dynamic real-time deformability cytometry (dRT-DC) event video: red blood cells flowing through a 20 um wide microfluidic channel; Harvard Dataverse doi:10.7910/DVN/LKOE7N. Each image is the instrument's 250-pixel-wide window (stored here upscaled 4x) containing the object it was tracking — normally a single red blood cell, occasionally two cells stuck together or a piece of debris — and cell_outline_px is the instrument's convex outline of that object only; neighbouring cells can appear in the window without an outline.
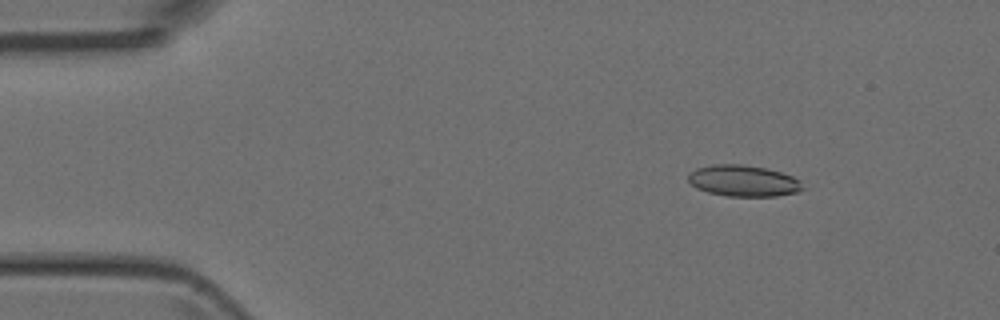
{"species": "Egyptian fruit bat (a non-hibernating species)", "species_latin": "Rousettus aegyptiacus", "temperature_condition": "room temperature", "stored_images_in_passage": 50, "camera_frame_rate_fps": 3000, "um_per_image_px": 0.085, "animal": {"sex": "female"}, "frame": {"image": 1, "passage_image": 7, "time_ms": 2.0, "image_size_px": [1000, 320], "cell_outline_px": [[804, 188], [796, 192], [776, 196], [728, 196], [708, 192], [696, 188], [688, 180], [688, 176], [696, 168], [712, 164], [740, 164], [764, 168], [780, 172], [792, 176], [800, 180]], "centroid_in_image_um": [63.18, 15.37], "position_along_channel_um": 21.8, "area_um2": 20.69}}
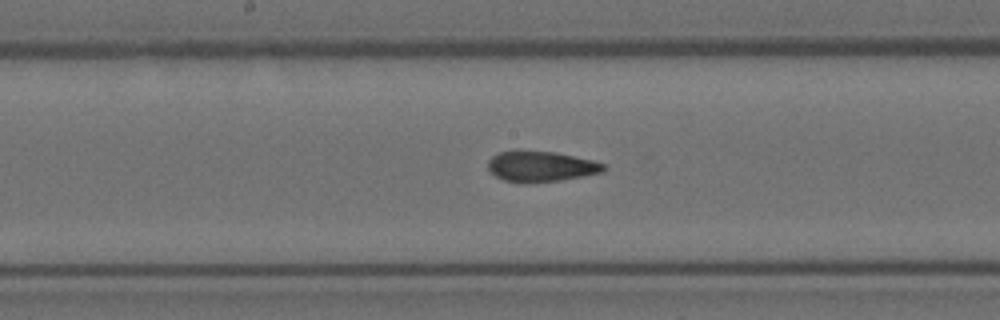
{"frame": {"image": 2, "passage_image": 26, "time_ms": 8.333, "image_size_px": [1000, 320], "cell_outline_px": [[608, 168], [604, 172], [560, 180], [504, 180], [496, 176], [488, 168], [488, 160], [492, 156], [500, 152], [556, 152], [592, 160], [604, 164]], "centroid_in_image_um": [46.05, 14.12], "position_along_channel_um": 202.1, "area_um2": 19.54}}
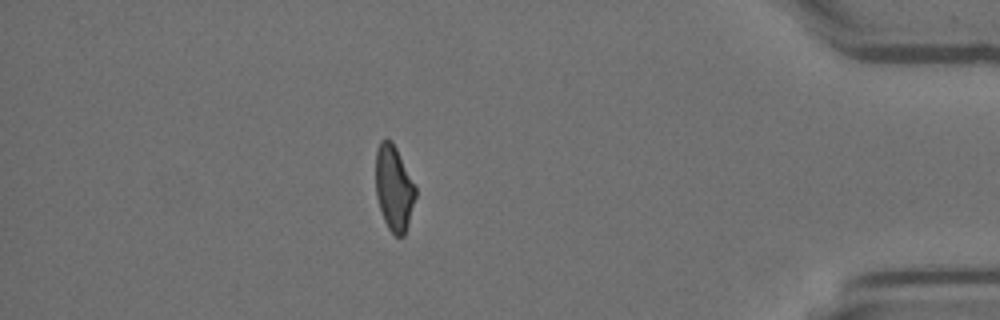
{"frame": {"image": 3, "passage_image": 44, "time_ms": 14.333, "image_size_px": [1000, 320], "cell_outline_px": [[416, 196], [408, 224], [404, 236], [396, 236], [388, 228], [384, 220], [376, 196], [376, 152], [380, 140], [392, 140], [416, 188]], "centroid_in_image_um": [33.48, 16.0], "position_along_channel_um": 401.7, "area_um2": 19.54}}